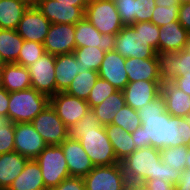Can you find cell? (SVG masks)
<instances>
[{"instance_id":"cell-1","label":"cell","mask_w":190,"mask_h":190,"mask_svg":"<svg viewBox=\"0 0 190 190\" xmlns=\"http://www.w3.org/2000/svg\"><path fill=\"white\" fill-rule=\"evenodd\" d=\"M141 126L131 133L136 150L146 147L163 149L186 145L190 141L187 117L170 115L161 94L137 110Z\"/></svg>"},{"instance_id":"cell-2","label":"cell","mask_w":190,"mask_h":190,"mask_svg":"<svg viewBox=\"0 0 190 190\" xmlns=\"http://www.w3.org/2000/svg\"><path fill=\"white\" fill-rule=\"evenodd\" d=\"M127 182H142L159 178L176 185L182 171L174 170L161 160L160 150L151 146L137 149L121 161Z\"/></svg>"},{"instance_id":"cell-3","label":"cell","mask_w":190,"mask_h":190,"mask_svg":"<svg viewBox=\"0 0 190 190\" xmlns=\"http://www.w3.org/2000/svg\"><path fill=\"white\" fill-rule=\"evenodd\" d=\"M159 31L160 27L147 21L123 26L116 34L114 50L124 58H152L158 52Z\"/></svg>"},{"instance_id":"cell-4","label":"cell","mask_w":190,"mask_h":190,"mask_svg":"<svg viewBox=\"0 0 190 190\" xmlns=\"http://www.w3.org/2000/svg\"><path fill=\"white\" fill-rule=\"evenodd\" d=\"M68 137L73 140H79L94 167L120 163L116 158L104 126L99 130H69Z\"/></svg>"},{"instance_id":"cell-5","label":"cell","mask_w":190,"mask_h":190,"mask_svg":"<svg viewBox=\"0 0 190 190\" xmlns=\"http://www.w3.org/2000/svg\"><path fill=\"white\" fill-rule=\"evenodd\" d=\"M50 103V98L34 88L9 92L7 115L13 123L32 120Z\"/></svg>"},{"instance_id":"cell-6","label":"cell","mask_w":190,"mask_h":190,"mask_svg":"<svg viewBox=\"0 0 190 190\" xmlns=\"http://www.w3.org/2000/svg\"><path fill=\"white\" fill-rule=\"evenodd\" d=\"M39 164L44 185L50 190L70 177L66 159L60 145H47L35 158Z\"/></svg>"},{"instance_id":"cell-7","label":"cell","mask_w":190,"mask_h":190,"mask_svg":"<svg viewBox=\"0 0 190 190\" xmlns=\"http://www.w3.org/2000/svg\"><path fill=\"white\" fill-rule=\"evenodd\" d=\"M85 18L101 34H117L124 26L113 1L100 0L88 4Z\"/></svg>"},{"instance_id":"cell-8","label":"cell","mask_w":190,"mask_h":190,"mask_svg":"<svg viewBox=\"0 0 190 190\" xmlns=\"http://www.w3.org/2000/svg\"><path fill=\"white\" fill-rule=\"evenodd\" d=\"M86 190H122L127 180L120 163L95 166L84 178Z\"/></svg>"},{"instance_id":"cell-9","label":"cell","mask_w":190,"mask_h":190,"mask_svg":"<svg viewBox=\"0 0 190 190\" xmlns=\"http://www.w3.org/2000/svg\"><path fill=\"white\" fill-rule=\"evenodd\" d=\"M31 123L47 145H60L68 138V127L59 118L50 103Z\"/></svg>"},{"instance_id":"cell-10","label":"cell","mask_w":190,"mask_h":190,"mask_svg":"<svg viewBox=\"0 0 190 190\" xmlns=\"http://www.w3.org/2000/svg\"><path fill=\"white\" fill-rule=\"evenodd\" d=\"M31 76V88L48 96L57 93L55 80V55L44 53L33 64L27 67Z\"/></svg>"},{"instance_id":"cell-11","label":"cell","mask_w":190,"mask_h":190,"mask_svg":"<svg viewBox=\"0 0 190 190\" xmlns=\"http://www.w3.org/2000/svg\"><path fill=\"white\" fill-rule=\"evenodd\" d=\"M34 4L51 24L75 25L85 17L86 6H73L57 0H36Z\"/></svg>"},{"instance_id":"cell-12","label":"cell","mask_w":190,"mask_h":190,"mask_svg":"<svg viewBox=\"0 0 190 190\" xmlns=\"http://www.w3.org/2000/svg\"><path fill=\"white\" fill-rule=\"evenodd\" d=\"M50 26L51 22L42 14L38 7L32 3L23 14L16 31L26 41L43 44Z\"/></svg>"},{"instance_id":"cell-13","label":"cell","mask_w":190,"mask_h":190,"mask_svg":"<svg viewBox=\"0 0 190 190\" xmlns=\"http://www.w3.org/2000/svg\"><path fill=\"white\" fill-rule=\"evenodd\" d=\"M156 58L161 83L173 82L177 77H181L190 71V52L184 49L157 52Z\"/></svg>"},{"instance_id":"cell-14","label":"cell","mask_w":190,"mask_h":190,"mask_svg":"<svg viewBox=\"0 0 190 190\" xmlns=\"http://www.w3.org/2000/svg\"><path fill=\"white\" fill-rule=\"evenodd\" d=\"M50 104L68 128L77 123L90 109L86 100L66 92H58L50 97Z\"/></svg>"},{"instance_id":"cell-15","label":"cell","mask_w":190,"mask_h":190,"mask_svg":"<svg viewBox=\"0 0 190 190\" xmlns=\"http://www.w3.org/2000/svg\"><path fill=\"white\" fill-rule=\"evenodd\" d=\"M46 146V142L31 122L15 123V152L28 159H35Z\"/></svg>"},{"instance_id":"cell-16","label":"cell","mask_w":190,"mask_h":190,"mask_svg":"<svg viewBox=\"0 0 190 190\" xmlns=\"http://www.w3.org/2000/svg\"><path fill=\"white\" fill-rule=\"evenodd\" d=\"M75 25L51 24L43 42L45 53L62 55L73 53L76 48Z\"/></svg>"},{"instance_id":"cell-17","label":"cell","mask_w":190,"mask_h":190,"mask_svg":"<svg viewBox=\"0 0 190 190\" xmlns=\"http://www.w3.org/2000/svg\"><path fill=\"white\" fill-rule=\"evenodd\" d=\"M115 37L116 34H101L85 17L75 24L76 48L94 46L109 52L115 48Z\"/></svg>"},{"instance_id":"cell-18","label":"cell","mask_w":190,"mask_h":190,"mask_svg":"<svg viewBox=\"0 0 190 190\" xmlns=\"http://www.w3.org/2000/svg\"><path fill=\"white\" fill-rule=\"evenodd\" d=\"M161 81L139 80L128 82L122 90L125 104L138 110L161 94Z\"/></svg>"},{"instance_id":"cell-19","label":"cell","mask_w":190,"mask_h":190,"mask_svg":"<svg viewBox=\"0 0 190 190\" xmlns=\"http://www.w3.org/2000/svg\"><path fill=\"white\" fill-rule=\"evenodd\" d=\"M60 146L67 162L70 177H85L94 165L79 140L67 138Z\"/></svg>"},{"instance_id":"cell-20","label":"cell","mask_w":190,"mask_h":190,"mask_svg":"<svg viewBox=\"0 0 190 190\" xmlns=\"http://www.w3.org/2000/svg\"><path fill=\"white\" fill-rule=\"evenodd\" d=\"M124 66L125 58L117 51L105 52V57L98 70L99 78L108 81L116 89L123 90L129 82Z\"/></svg>"},{"instance_id":"cell-21","label":"cell","mask_w":190,"mask_h":190,"mask_svg":"<svg viewBox=\"0 0 190 190\" xmlns=\"http://www.w3.org/2000/svg\"><path fill=\"white\" fill-rule=\"evenodd\" d=\"M189 36L190 33L178 21L160 27L158 52L183 50Z\"/></svg>"},{"instance_id":"cell-22","label":"cell","mask_w":190,"mask_h":190,"mask_svg":"<svg viewBox=\"0 0 190 190\" xmlns=\"http://www.w3.org/2000/svg\"><path fill=\"white\" fill-rule=\"evenodd\" d=\"M161 96L165 102L166 111L177 117H187L190 112V96L180 90L174 83L161 84Z\"/></svg>"},{"instance_id":"cell-23","label":"cell","mask_w":190,"mask_h":190,"mask_svg":"<svg viewBox=\"0 0 190 190\" xmlns=\"http://www.w3.org/2000/svg\"><path fill=\"white\" fill-rule=\"evenodd\" d=\"M125 69L129 82L139 80L161 81L156 56L148 59L125 58Z\"/></svg>"},{"instance_id":"cell-24","label":"cell","mask_w":190,"mask_h":190,"mask_svg":"<svg viewBox=\"0 0 190 190\" xmlns=\"http://www.w3.org/2000/svg\"><path fill=\"white\" fill-rule=\"evenodd\" d=\"M29 159L15 151L0 155V188L8 190Z\"/></svg>"},{"instance_id":"cell-25","label":"cell","mask_w":190,"mask_h":190,"mask_svg":"<svg viewBox=\"0 0 190 190\" xmlns=\"http://www.w3.org/2000/svg\"><path fill=\"white\" fill-rule=\"evenodd\" d=\"M78 62L74 53L55 56V80L57 93L65 92L74 77L79 73Z\"/></svg>"},{"instance_id":"cell-26","label":"cell","mask_w":190,"mask_h":190,"mask_svg":"<svg viewBox=\"0 0 190 190\" xmlns=\"http://www.w3.org/2000/svg\"><path fill=\"white\" fill-rule=\"evenodd\" d=\"M4 89L8 92H16L31 88V76L27 67L17 63H2Z\"/></svg>"},{"instance_id":"cell-27","label":"cell","mask_w":190,"mask_h":190,"mask_svg":"<svg viewBox=\"0 0 190 190\" xmlns=\"http://www.w3.org/2000/svg\"><path fill=\"white\" fill-rule=\"evenodd\" d=\"M8 190H47L41 169L35 159H29L22 173L15 178Z\"/></svg>"},{"instance_id":"cell-28","label":"cell","mask_w":190,"mask_h":190,"mask_svg":"<svg viewBox=\"0 0 190 190\" xmlns=\"http://www.w3.org/2000/svg\"><path fill=\"white\" fill-rule=\"evenodd\" d=\"M30 0H0V29L16 30Z\"/></svg>"},{"instance_id":"cell-29","label":"cell","mask_w":190,"mask_h":190,"mask_svg":"<svg viewBox=\"0 0 190 190\" xmlns=\"http://www.w3.org/2000/svg\"><path fill=\"white\" fill-rule=\"evenodd\" d=\"M104 127L119 162L123 161L136 150L131 133L113 124H108Z\"/></svg>"},{"instance_id":"cell-30","label":"cell","mask_w":190,"mask_h":190,"mask_svg":"<svg viewBox=\"0 0 190 190\" xmlns=\"http://www.w3.org/2000/svg\"><path fill=\"white\" fill-rule=\"evenodd\" d=\"M23 41L16 30L0 29V63H15Z\"/></svg>"},{"instance_id":"cell-31","label":"cell","mask_w":190,"mask_h":190,"mask_svg":"<svg viewBox=\"0 0 190 190\" xmlns=\"http://www.w3.org/2000/svg\"><path fill=\"white\" fill-rule=\"evenodd\" d=\"M125 105V97L122 90L108 96L102 103L92 108L100 123L105 126L112 124L117 111Z\"/></svg>"},{"instance_id":"cell-32","label":"cell","mask_w":190,"mask_h":190,"mask_svg":"<svg viewBox=\"0 0 190 190\" xmlns=\"http://www.w3.org/2000/svg\"><path fill=\"white\" fill-rule=\"evenodd\" d=\"M73 53L75 54L78 65L80 66L79 73H82L84 70L98 72L105 57V52L94 46L75 48Z\"/></svg>"},{"instance_id":"cell-33","label":"cell","mask_w":190,"mask_h":190,"mask_svg":"<svg viewBox=\"0 0 190 190\" xmlns=\"http://www.w3.org/2000/svg\"><path fill=\"white\" fill-rule=\"evenodd\" d=\"M98 77L99 75L97 71L84 70L82 73H78L74 77L65 92L71 96L87 100Z\"/></svg>"},{"instance_id":"cell-34","label":"cell","mask_w":190,"mask_h":190,"mask_svg":"<svg viewBox=\"0 0 190 190\" xmlns=\"http://www.w3.org/2000/svg\"><path fill=\"white\" fill-rule=\"evenodd\" d=\"M112 124L133 133L141 126V120L137 110L125 104L122 109L116 112Z\"/></svg>"},{"instance_id":"cell-35","label":"cell","mask_w":190,"mask_h":190,"mask_svg":"<svg viewBox=\"0 0 190 190\" xmlns=\"http://www.w3.org/2000/svg\"><path fill=\"white\" fill-rule=\"evenodd\" d=\"M188 150L186 145L163 148L160 150L161 160L165 164L172 166L174 170L183 171Z\"/></svg>"},{"instance_id":"cell-36","label":"cell","mask_w":190,"mask_h":190,"mask_svg":"<svg viewBox=\"0 0 190 190\" xmlns=\"http://www.w3.org/2000/svg\"><path fill=\"white\" fill-rule=\"evenodd\" d=\"M44 53L45 49L42 43L24 40L18 59L15 63L28 67L43 56Z\"/></svg>"},{"instance_id":"cell-37","label":"cell","mask_w":190,"mask_h":190,"mask_svg":"<svg viewBox=\"0 0 190 190\" xmlns=\"http://www.w3.org/2000/svg\"><path fill=\"white\" fill-rule=\"evenodd\" d=\"M15 123L8 115H0V155L14 151Z\"/></svg>"},{"instance_id":"cell-38","label":"cell","mask_w":190,"mask_h":190,"mask_svg":"<svg viewBox=\"0 0 190 190\" xmlns=\"http://www.w3.org/2000/svg\"><path fill=\"white\" fill-rule=\"evenodd\" d=\"M116 91H118V89L112 86L108 81L98 77L86 101L92 109Z\"/></svg>"},{"instance_id":"cell-39","label":"cell","mask_w":190,"mask_h":190,"mask_svg":"<svg viewBox=\"0 0 190 190\" xmlns=\"http://www.w3.org/2000/svg\"><path fill=\"white\" fill-rule=\"evenodd\" d=\"M180 4L169 6H156L152 13L151 22L158 27H162L170 22L178 21V11Z\"/></svg>"},{"instance_id":"cell-40","label":"cell","mask_w":190,"mask_h":190,"mask_svg":"<svg viewBox=\"0 0 190 190\" xmlns=\"http://www.w3.org/2000/svg\"><path fill=\"white\" fill-rule=\"evenodd\" d=\"M117 11L124 26L135 23L136 0H115Z\"/></svg>"},{"instance_id":"cell-41","label":"cell","mask_w":190,"mask_h":190,"mask_svg":"<svg viewBox=\"0 0 190 190\" xmlns=\"http://www.w3.org/2000/svg\"><path fill=\"white\" fill-rule=\"evenodd\" d=\"M103 125L98 120L94 111L90 108L85 115L75 124L68 128V130L88 131L99 130Z\"/></svg>"},{"instance_id":"cell-42","label":"cell","mask_w":190,"mask_h":190,"mask_svg":"<svg viewBox=\"0 0 190 190\" xmlns=\"http://www.w3.org/2000/svg\"><path fill=\"white\" fill-rule=\"evenodd\" d=\"M155 7L154 0H136L135 23L143 21L151 22Z\"/></svg>"},{"instance_id":"cell-43","label":"cell","mask_w":190,"mask_h":190,"mask_svg":"<svg viewBox=\"0 0 190 190\" xmlns=\"http://www.w3.org/2000/svg\"><path fill=\"white\" fill-rule=\"evenodd\" d=\"M50 190H86L83 177H68Z\"/></svg>"},{"instance_id":"cell-44","label":"cell","mask_w":190,"mask_h":190,"mask_svg":"<svg viewBox=\"0 0 190 190\" xmlns=\"http://www.w3.org/2000/svg\"><path fill=\"white\" fill-rule=\"evenodd\" d=\"M178 22L190 33V2L180 5Z\"/></svg>"},{"instance_id":"cell-45","label":"cell","mask_w":190,"mask_h":190,"mask_svg":"<svg viewBox=\"0 0 190 190\" xmlns=\"http://www.w3.org/2000/svg\"><path fill=\"white\" fill-rule=\"evenodd\" d=\"M150 190H175V185L171 182H165L163 179H148L144 182Z\"/></svg>"},{"instance_id":"cell-46","label":"cell","mask_w":190,"mask_h":190,"mask_svg":"<svg viewBox=\"0 0 190 190\" xmlns=\"http://www.w3.org/2000/svg\"><path fill=\"white\" fill-rule=\"evenodd\" d=\"M172 83L190 96V71L186 72L181 77H177Z\"/></svg>"},{"instance_id":"cell-47","label":"cell","mask_w":190,"mask_h":190,"mask_svg":"<svg viewBox=\"0 0 190 190\" xmlns=\"http://www.w3.org/2000/svg\"><path fill=\"white\" fill-rule=\"evenodd\" d=\"M175 190H190V169H184L180 181L175 185Z\"/></svg>"},{"instance_id":"cell-48","label":"cell","mask_w":190,"mask_h":190,"mask_svg":"<svg viewBox=\"0 0 190 190\" xmlns=\"http://www.w3.org/2000/svg\"><path fill=\"white\" fill-rule=\"evenodd\" d=\"M9 104V92L2 88L0 89V115H7Z\"/></svg>"},{"instance_id":"cell-49","label":"cell","mask_w":190,"mask_h":190,"mask_svg":"<svg viewBox=\"0 0 190 190\" xmlns=\"http://www.w3.org/2000/svg\"><path fill=\"white\" fill-rule=\"evenodd\" d=\"M128 190H150L145 183L142 182H127Z\"/></svg>"},{"instance_id":"cell-50","label":"cell","mask_w":190,"mask_h":190,"mask_svg":"<svg viewBox=\"0 0 190 190\" xmlns=\"http://www.w3.org/2000/svg\"><path fill=\"white\" fill-rule=\"evenodd\" d=\"M60 3L73 4V6H87L85 0H57Z\"/></svg>"},{"instance_id":"cell-51","label":"cell","mask_w":190,"mask_h":190,"mask_svg":"<svg viewBox=\"0 0 190 190\" xmlns=\"http://www.w3.org/2000/svg\"><path fill=\"white\" fill-rule=\"evenodd\" d=\"M156 6H171L172 4H179L178 0H154Z\"/></svg>"},{"instance_id":"cell-52","label":"cell","mask_w":190,"mask_h":190,"mask_svg":"<svg viewBox=\"0 0 190 190\" xmlns=\"http://www.w3.org/2000/svg\"><path fill=\"white\" fill-rule=\"evenodd\" d=\"M185 169H190V150H188V154L186 156Z\"/></svg>"},{"instance_id":"cell-53","label":"cell","mask_w":190,"mask_h":190,"mask_svg":"<svg viewBox=\"0 0 190 190\" xmlns=\"http://www.w3.org/2000/svg\"><path fill=\"white\" fill-rule=\"evenodd\" d=\"M184 50L187 51V52H190V36L188 38V41L185 44Z\"/></svg>"},{"instance_id":"cell-54","label":"cell","mask_w":190,"mask_h":190,"mask_svg":"<svg viewBox=\"0 0 190 190\" xmlns=\"http://www.w3.org/2000/svg\"><path fill=\"white\" fill-rule=\"evenodd\" d=\"M2 88H4V85H3V75H2L1 66H0V89Z\"/></svg>"},{"instance_id":"cell-55","label":"cell","mask_w":190,"mask_h":190,"mask_svg":"<svg viewBox=\"0 0 190 190\" xmlns=\"http://www.w3.org/2000/svg\"><path fill=\"white\" fill-rule=\"evenodd\" d=\"M179 4L182 5V4H186L188 2H190V0H178Z\"/></svg>"},{"instance_id":"cell-56","label":"cell","mask_w":190,"mask_h":190,"mask_svg":"<svg viewBox=\"0 0 190 190\" xmlns=\"http://www.w3.org/2000/svg\"><path fill=\"white\" fill-rule=\"evenodd\" d=\"M85 1H86V4L88 5V4H90V3L98 2V1H100V0H85Z\"/></svg>"},{"instance_id":"cell-57","label":"cell","mask_w":190,"mask_h":190,"mask_svg":"<svg viewBox=\"0 0 190 190\" xmlns=\"http://www.w3.org/2000/svg\"><path fill=\"white\" fill-rule=\"evenodd\" d=\"M187 148L190 150V141L186 143Z\"/></svg>"},{"instance_id":"cell-58","label":"cell","mask_w":190,"mask_h":190,"mask_svg":"<svg viewBox=\"0 0 190 190\" xmlns=\"http://www.w3.org/2000/svg\"><path fill=\"white\" fill-rule=\"evenodd\" d=\"M187 119H188V121H189V123H190V112H189V114H188V116H187Z\"/></svg>"},{"instance_id":"cell-59","label":"cell","mask_w":190,"mask_h":190,"mask_svg":"<svg viewBox=\"0 0 190 190\" xmlns=\"http://www.w3.org/2000/svg\"><path fill=\"white\" fill-rule=\"evenodd\" d=\"M122 190H128V187H127V185L122 189Z\"/></svg>"}]
</instances>
